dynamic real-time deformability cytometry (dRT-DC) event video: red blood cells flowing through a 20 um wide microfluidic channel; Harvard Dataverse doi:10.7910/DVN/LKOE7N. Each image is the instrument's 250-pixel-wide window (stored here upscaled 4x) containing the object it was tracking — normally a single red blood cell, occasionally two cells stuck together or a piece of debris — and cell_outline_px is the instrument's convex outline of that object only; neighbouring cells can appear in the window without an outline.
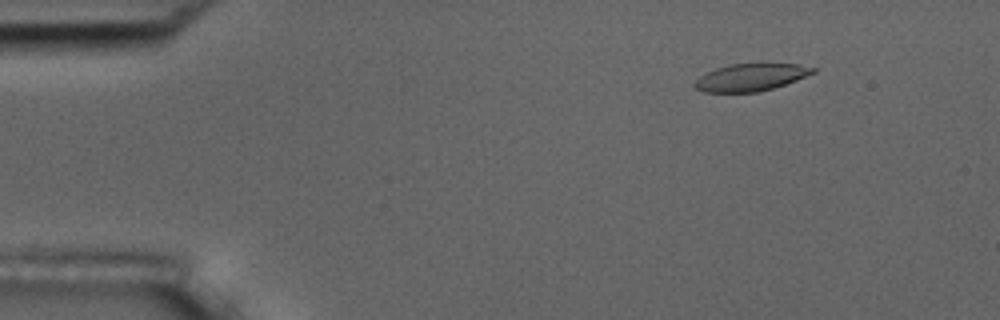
{"species": "common noctule bat (a hibernating species)", "species_latin": "Nyctalus noctula", "temperature_condition": "room temperature", "stored_images_in_passage": 6, "camera_frame_rate_fps": 3000, "um_per_image_px": 0.085, "animal": {"sex": "male", "body_mass_g": 17.5, "forearm_length_mm": 52.3}, "frame": {"image": 1, "passage_image": 2, "time_ms": 1.0, "image_size_px": [1000, 320], "cell_outline_px": [[816, 72], [796, 80], [772, 88], [756, 92], [704, 92], [696, 88], [696, 80], [700, 76], [716, 68], [728, 64], [800, 64], [816, 68]], "centroid_in_image_um": [63.84, 6.56], "position_along_channel_um": 21.2, "area_um2": 18.5}}
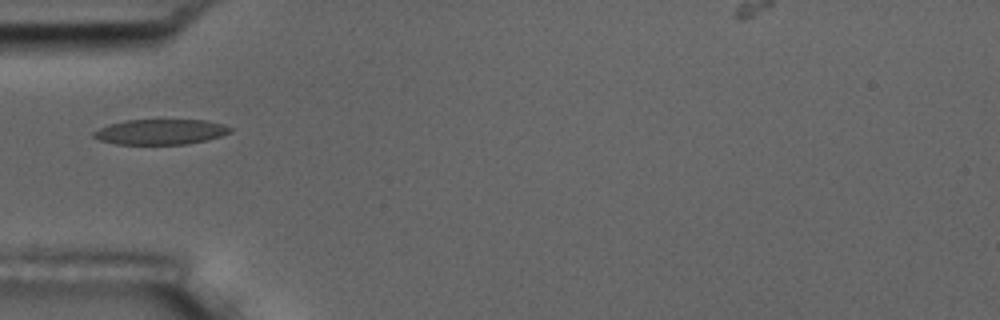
{"frame": {"image": 2, "passage_image": 5, "time_ms": 4.667, "image_size_px": [1000, 320], "cell_outline_px": [[232, 132], [208, 140], [188, 144], [116, 144], [100, 140], [92, 136], [92, 132], [108, 124], [124, 120], [208, 120], [224, 124], [232, 128]], "centroid_in_image_um": [13.67, 11.2], "position_along_channel_um": 71.3, "area_um2": 20.29}}